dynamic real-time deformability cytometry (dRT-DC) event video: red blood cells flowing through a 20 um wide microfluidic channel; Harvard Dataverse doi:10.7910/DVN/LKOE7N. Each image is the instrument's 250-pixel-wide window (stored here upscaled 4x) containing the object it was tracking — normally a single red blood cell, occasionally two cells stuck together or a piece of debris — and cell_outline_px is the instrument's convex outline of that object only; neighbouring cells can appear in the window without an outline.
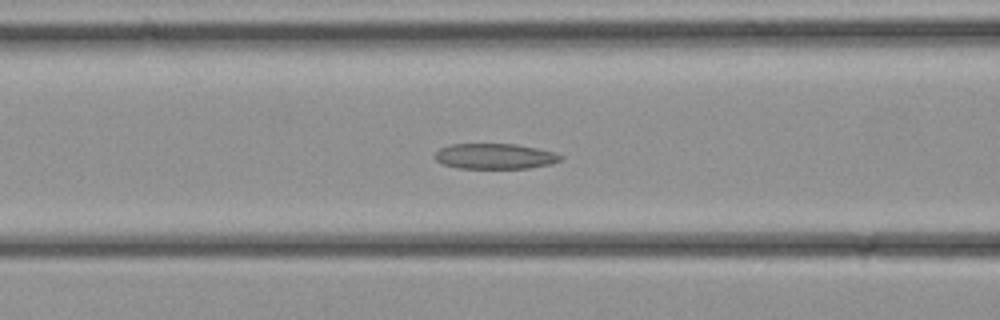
{"species": "common noctule bat (a hibernating species)", "species_latin": "Nyctalus noctula", "temperature_condition": "cold", "stored_images_in_passage": 25, "camera_frame_rate_fps": 3000, "um_per_image_px": 0.085, "animal": {"sex": "female", "body_mass_g": 21.9}, "frame": {"image": 1, "passage_image": 4, "time_ms": 1.0, "image_size_px": [1000, 320], "cell_outline_px": [[564, 156], [560, 160], [552, 164], [528, 168], [456, 168], [444, 164], [436, 160], [432, 156], [440, 148], [452, 144], [516, 144], [556, 152]], "centroid_in_image_um": [42.07, 13.28], "position_along_channel_um": 124.5, "area_um2": 18.73}}
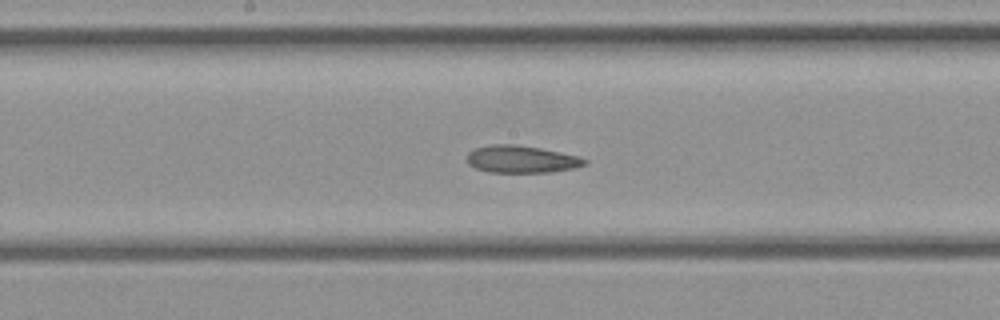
{"frame": {"image": 2, "passage_image": 8, "time_ms": 2.333, "image_size_px": [1000, 320], "cell_outline_px": [[588, 164], [576, 168], [552, 172], [488, 172], [476, 168], [468, 164], [468, 152], [476, 148], [492, 144], [516, 144], [540, 148], [580, 156], [588, 160]], "centroid_in_image_um": [44.37, 13.53], "position_along_channel_um": 203.8, "area_um2": 18.84}}